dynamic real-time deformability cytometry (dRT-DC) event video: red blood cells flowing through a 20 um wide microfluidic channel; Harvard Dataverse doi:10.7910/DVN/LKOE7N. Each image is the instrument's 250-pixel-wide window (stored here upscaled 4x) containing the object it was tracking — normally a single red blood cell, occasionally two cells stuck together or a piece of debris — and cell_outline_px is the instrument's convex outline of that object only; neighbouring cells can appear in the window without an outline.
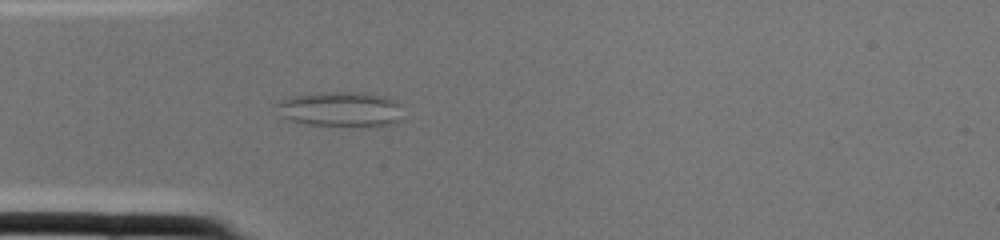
{"species": "common noctule bat (a hibernating species)", "species_latin": "Nyctalus noctula", "temperature_condition": "cold", "stored_images_in_passage": 3, "camera_frame_rate_fps": 3000, "um_per_image_px": 0.085, "animal": {"sex": "female", "body_mass_g": 22.0, "forearm_length_mm": 56.7}, "frame": {"image": 1, "passage_image": 2, "time_ms": 0.333, "image_size_px": [1000, 240], "cell_outline_px": [[396, 124], [372, 128], [308, 124], [288, 120], [280, 116], [272, 104], [280, 100], [292, 96], [320, 92], [364, 92], [384, 96], [396, 100]], "centroid_in_image_um": [28.84, 9.3], "position_along_channel_um": 56.2, "area_um2": 26.18}}